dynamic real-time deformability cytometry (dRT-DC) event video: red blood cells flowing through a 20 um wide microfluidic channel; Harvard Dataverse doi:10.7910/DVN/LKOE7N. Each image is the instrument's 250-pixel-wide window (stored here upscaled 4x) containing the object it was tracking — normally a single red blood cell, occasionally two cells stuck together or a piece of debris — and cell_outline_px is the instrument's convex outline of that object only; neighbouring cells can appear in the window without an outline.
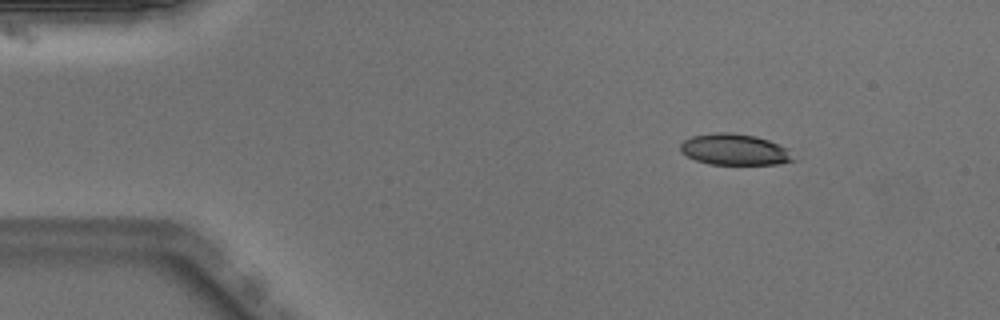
{"species": "Egyptian fruit bat (a non-hibernating species)", "species_latin": "Rousettus aegyptiacus", "temperature_condition": "warm", "stored_images_in_passage": 45, "camera_frame_rate_fps": 3000, "um_per_image_px": 0.085, "animal": {"sex": "male"}, "frame": {"image": 1, "passage_image": 1, "time_ms": 0.0, "image_size_px": [1000, 320], "cell_outline_px": [[796, 160], [780, 164], [708, 164], [696, 160], [680, 152], [680, 144], [684, 140], [692, 136], [716, 132], [732, 132], [756, 136], [768, 140], [788, 148]], "centroid_in_image_um": [62.45, 12.71], "position_along_channel_um": 22.5, "area_um2": 20.63}}
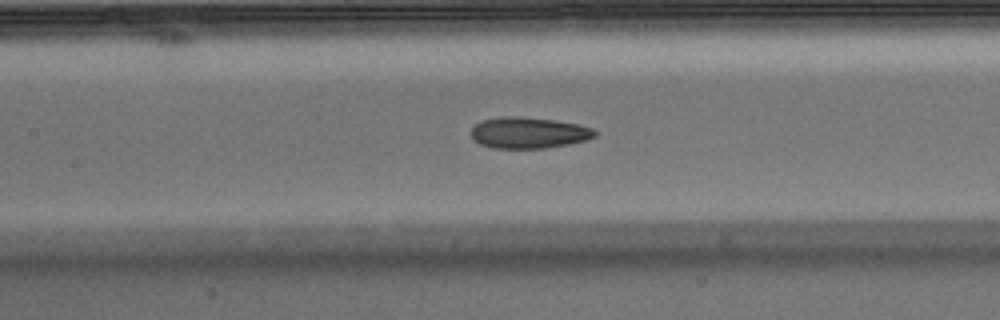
{"frame": {"image": 2, "passage_image": 17, "time_ms": 5.333, "image_size_px": [1000, 320], "cell_outline_px": [[596, 136], [588, 140], [568, 144], [544, 148], [492, 148], [480, 144], [472, 140], [472, 128], [476, 124], [484, 120], [508, 116], [516, 116], [552, 120], [576, 124], [592, 128], [596, 132]], "centroid_in_image_um": [44.93, 11.3], "position_along_channel_um": 162.5, "area_um2": 22.25}}
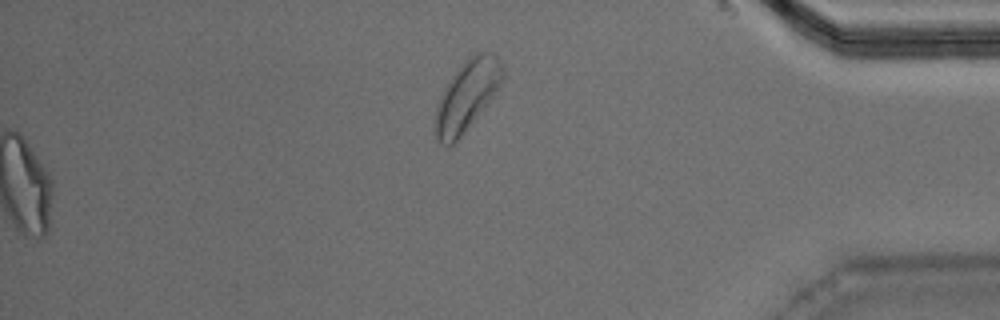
{"frame": {"image": 3, "passage_image": 45, "time_ms": 14.667, "image_size_px": [1000, 320], "cell_outline_px": [[504, 76], [500, 84], [492, 96], [460, 136], [452, 144], [440, 144], [436, 140], [432, 124], [436, 108], [452, 76], [468, 56], [476, 52], [492, 52], [496, 56], [500, 64]], "centroid_in_image_um": [39.64, 8.13], "position_along_channel_um": 395.6, "area_um2": 26.76}, "authors_computed_cell_mechanics": {"area_um2": 22.9466, "velocity_mm_per_s": 4.0092, "shape_relaxation_time_tau1_ms": 6.2669, "shape_relaxation_time_tau2_ms": 2.2662, "deformation_change_tau1": 0.1695, "deformation_change_tau2": 0.0938}}